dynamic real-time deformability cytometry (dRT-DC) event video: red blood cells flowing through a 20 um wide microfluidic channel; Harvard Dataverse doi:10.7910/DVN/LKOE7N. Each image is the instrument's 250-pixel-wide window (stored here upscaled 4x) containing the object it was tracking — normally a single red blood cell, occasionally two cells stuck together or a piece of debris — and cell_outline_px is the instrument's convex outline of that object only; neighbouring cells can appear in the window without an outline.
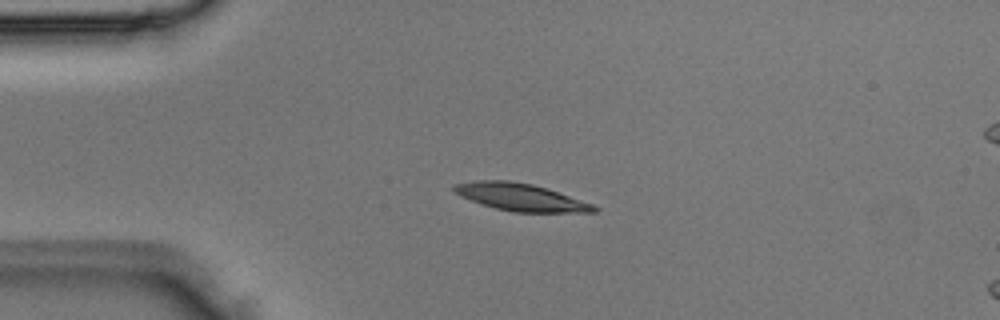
{"species": "Egyptian fruit bat (a non-hibernating species)", "species_latin": "Rousettus aegyptiacus", "temperature_condition": "room temperature", "stored_images_in_passage": 4, "camera_frame_rate_fps": 3000, "um_per_image_px": 0.085, "animal": {"sex": "male"}, "frame": {"image": 1, "passage_image": 2, "time_ms": 0.333, "image_size_px": [1000, 320], "cell_outline_px": [[600, 208], [596, 212], [512, 212], [496, 208], [460, 196], [452, 188], [452, 184], [476, 180], [508, 180], [532, 184], [592, 204]], "centroid_in_image_um": [44.22, 16.75], "position_along_channel_um": 40.8, "area_um2": 21.91}}
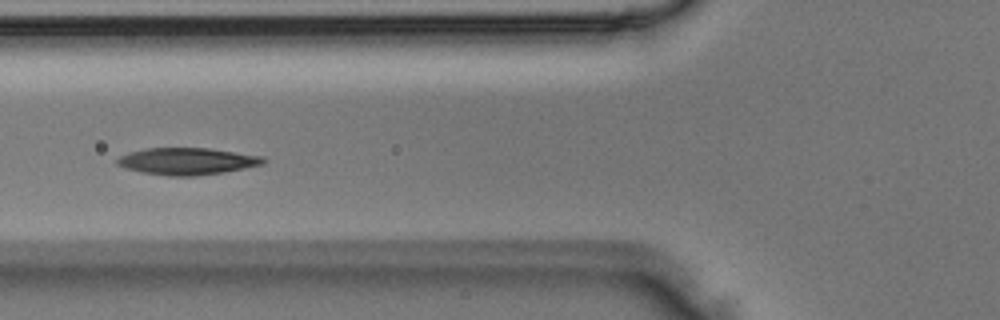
{"frame": {"image": 2, "passage_image": 4, "time_ms": 1.0, "image_size_px": [1000, 320], "cell_outline_px": [[264, 164], [224, 172], [192, 176], [168, 176], [144, 172], [124, 168], [116, 164], [116, 160], [120, 156], [128, 152], [144, 148], [208, 148], [264, 156]], "centroid_in_image_um": [15.88, 13.7], "position_along_channel_um": 109.9, "area_um2": 22.89}}